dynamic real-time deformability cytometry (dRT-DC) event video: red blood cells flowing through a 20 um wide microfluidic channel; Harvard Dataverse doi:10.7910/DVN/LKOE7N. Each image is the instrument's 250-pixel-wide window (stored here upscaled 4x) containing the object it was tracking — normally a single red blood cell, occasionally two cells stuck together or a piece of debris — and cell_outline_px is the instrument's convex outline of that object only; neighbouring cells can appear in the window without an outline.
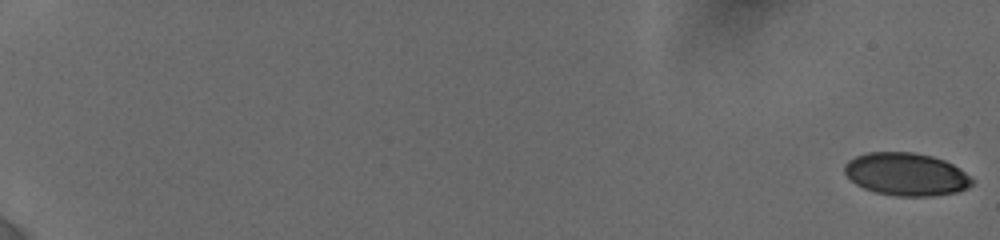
{"species": "human", "species_latin": "Homo sapiens", "temperature_condition": "cold", "stored_images_in_passage": 15, "camera_frame_rate_fps": 3000, "um_per_image_px": 0.085, "donor": {"sex": "female"}, "frame": {"image": 1, "passage_image": 1, "time_ms": 0.0, "image_size_px": [1000, 240], "cell_outline_px": [[976, 180], [968, 188], [956, 192], [932, 196], [896, 196], [876, 192], [864, 188], [856, 184], [844, 172], [844, 164], [848, 160], [856, 156], [868, 152], [912, 152], [932, 156], [944, 160], [960, 168], [972, 176]], "centroid_in_image_um": [77.06, 14.81], "position_along_channel_um": 7.9, "area_um2": 31.96}}
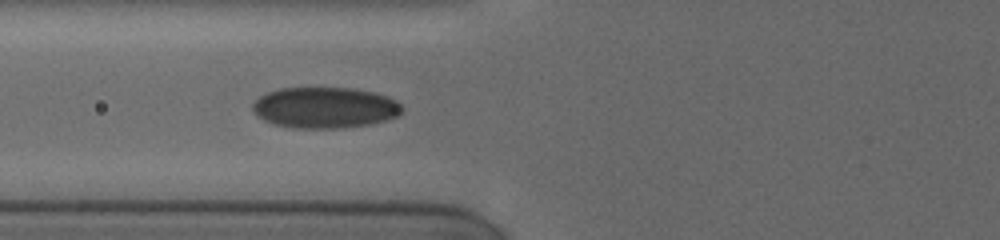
{"frame": {"image": 2, "passage_image": 13, "time_ms": 8.333, "image_size_px": [1000, 240], "cell_outline_px": [[404, 108], [396, 116], [384, 120], [368, 124], [340, 128], [292, 128], [272, 124], [256, 116], [252, 112], [252, 104], [260, 96], [268, 92], [280, 88], [352, 88], [376, 92], [388, 96], [396, 100]], "centroid_in_image_um": [27.58, 9.14], "position_along_channel_um": 98.2, "area_um2": 35.84}}
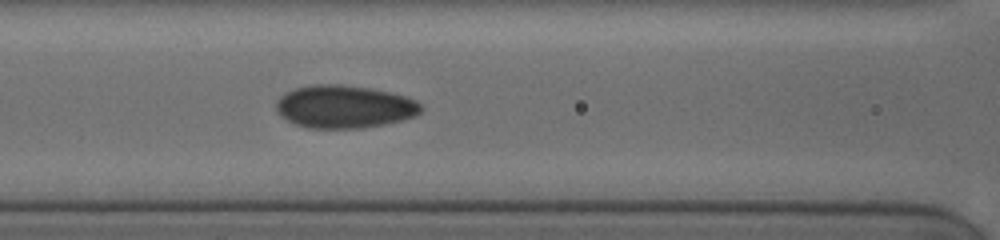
{"frame": {"image": 3, "passage_image": 15, "time_ms": 9.333, "image_size_px": [1000, 240], "cell_outline_px": [[424, 108], [416, 116], [404, 120], [364, 128], [308, 128], [296, 124], [280, 116], [276, 112], [276, 100], [280, 96], [296, 88], [316, 84], [340, 84], [368, 88], [388, 92], [404, 96], [416, 100]], "centroid_in_image_um": [29.27, 9.08], "position_along_channel_um": 137.3, "area_um2": 36.18}}